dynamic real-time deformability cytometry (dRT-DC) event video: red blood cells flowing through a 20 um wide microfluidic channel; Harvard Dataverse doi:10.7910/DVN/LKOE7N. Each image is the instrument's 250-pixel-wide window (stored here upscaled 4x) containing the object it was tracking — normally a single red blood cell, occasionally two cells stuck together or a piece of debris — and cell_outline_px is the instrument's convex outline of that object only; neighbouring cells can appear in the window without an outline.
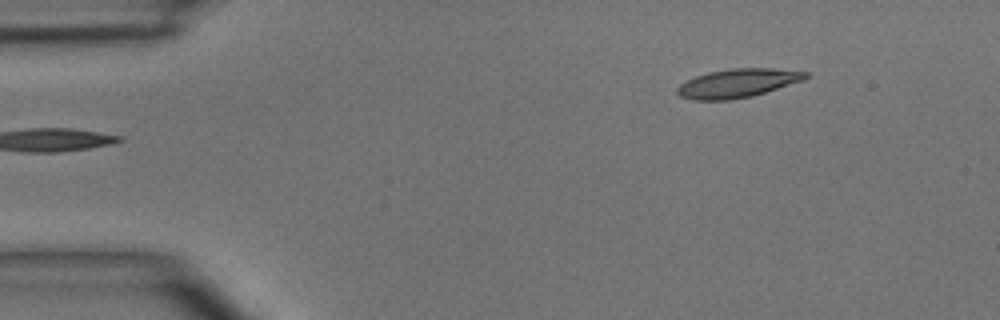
{"species": "common noctule bat (a hibernating species)", "species_latin": "Nyctalus noctula", "temperature_condition": "room temperature", "stored_images_in_passage": 5, "segment_of_instrument_passage": [2, 2], "camera_frame_rate_fps": 3000, "um_per_image_px": 0.085, "animal": {"sex": "male", "body_mass_g": 15.6}, "frame": {"image": 1, "passage_image": 5, "time_ms": 4.667, "image_size_px": [1000, 320], "cell_outline_px": [[808, 76], [804, 80], [752, 96], [732, 100], [692, 100], [680, 96], [676, 92], [676, 88], [680, 84], [696, 76], [708, 72], [732, 68], [772, 68], [808, 72]], "centroid_in_image_um": [62.68, 7.07], "position_along_channel_um": 22.3, "area_um2": 21.44}}